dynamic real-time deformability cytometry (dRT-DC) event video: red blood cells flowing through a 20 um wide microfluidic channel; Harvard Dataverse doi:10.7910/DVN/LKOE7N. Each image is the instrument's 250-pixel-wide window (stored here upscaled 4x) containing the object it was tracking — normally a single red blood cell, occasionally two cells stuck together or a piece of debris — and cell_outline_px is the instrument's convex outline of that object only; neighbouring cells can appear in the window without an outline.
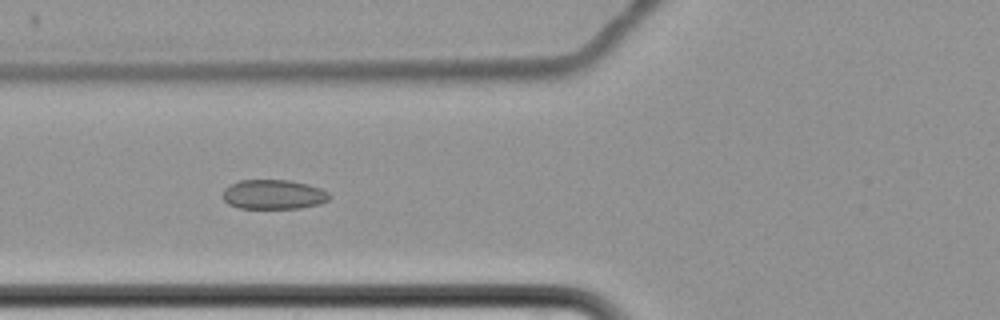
{"species": "common noctule bat (a hibernating species)", "species_latin": "Nyctalus noctula", "temperature_condition": "cold", "stored_images_in_passage": 8, "camera_frame_rate_fps": 3000, "um_per_image_px": 0.085, "animal": {"sex": "female", "body_mass_g": 22.7, "forearm_length_mm": 54.2}, "frame": {"image": 1, "passage_image": 7, "time_ms": 9.0, "image_size_px": [1000, 320], "cell_outline_px": [[332, 196], [328, 200], [320, 204], [300, 208], [240, 208], [228, 204], [224, 200], [224, 188], [240, 180], [288, 180], [308, 184], [320, 188], [328, 192]], "centroid_in_image_um": [23.28, 16.53], "position_along_channel_um": 102.5, "area_um2": 18.32}}
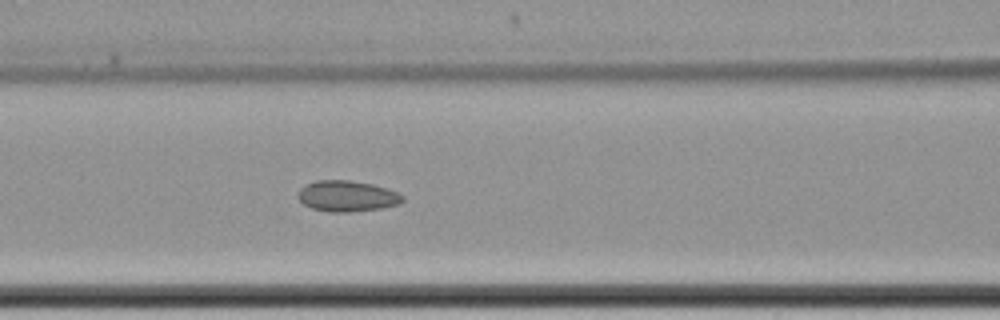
{"frame": {"image": 2, "passage_image": 8, "time_ms": 10.0, "image_size_px": [1000, 320], "cell_outline_px": [[404, 200], [400, 204], [380, 208], [348, 212], [328, 212], [312, 208], [304, 204], [296, 196], [296, 192], [300, 188], [316, 180], [348, 180], [372, 184], [388, 188], [404, 196]], "centroid_in_image_um": [29.49, 16.67], "position_along_channel_um": 137.1, "area_um2": 18.9}}